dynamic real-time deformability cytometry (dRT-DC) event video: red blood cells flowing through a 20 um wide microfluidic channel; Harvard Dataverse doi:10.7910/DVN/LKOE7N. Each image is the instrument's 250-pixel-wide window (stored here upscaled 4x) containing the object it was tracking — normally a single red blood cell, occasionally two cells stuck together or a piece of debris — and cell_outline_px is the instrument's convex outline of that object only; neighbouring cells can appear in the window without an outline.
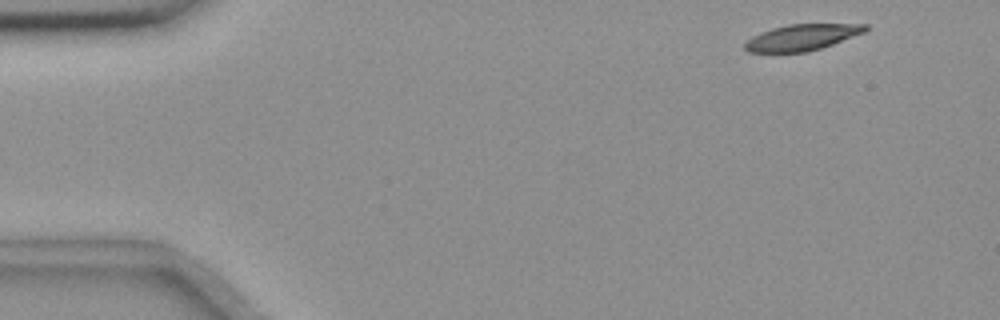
{"species": "common noctule bat (a hibernating species)", "species_latin": "Nyctalus noctula", "temperature_condition": "room temperature", "stored_images_in_passage": 52, "camera_frame_rate_fps": 3000, "um_per_image_px": 0.085, "animal": {"sex": "female", "body_mass_g": 18.4}, "frame": {"image": 1, "passage_image": 2, "time_ms": 0.333, "image_size_px": [1000, 320], "cell_outline_px": [[868, 28], [864, 32], [832, 44], [808, 52], [748, 52], [744, 48], [744, 44], [752, 36], [760, 32], [772, 28], [788, 24], [868, 24]], "centroid_in_image_um": [68.14, 3.17], "position_along_channel_um": 16.9, "area_um2": 18.21}}
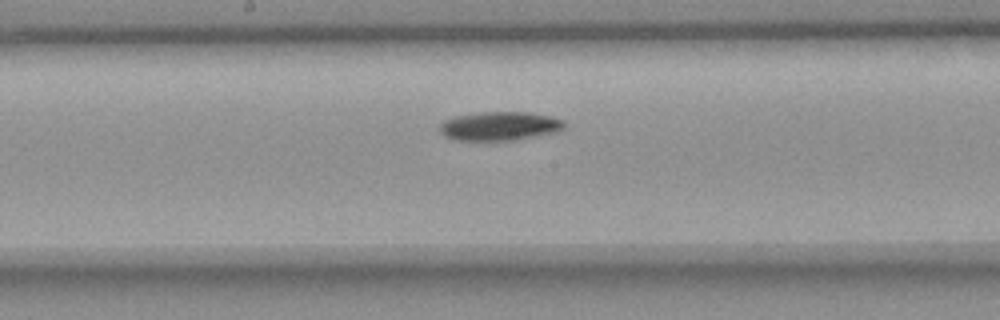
{"frame": {"image": 2, "passage_image": 26, "time_ms": 8.333, "image_size_px": [1000, 320], "cell_outline_px": [[564, 128], [556, 132], [516, 140], [452, 140], [444, 136], [440, 132], [440, 124], [444, 120], [456, 116], [480, 112], [528, 112], [552, 116], [564, 120]], "centroid_in_image_um": [42.47, 10.71], "position_along_channel_um": 205.7, "area_um2": 21.04}}
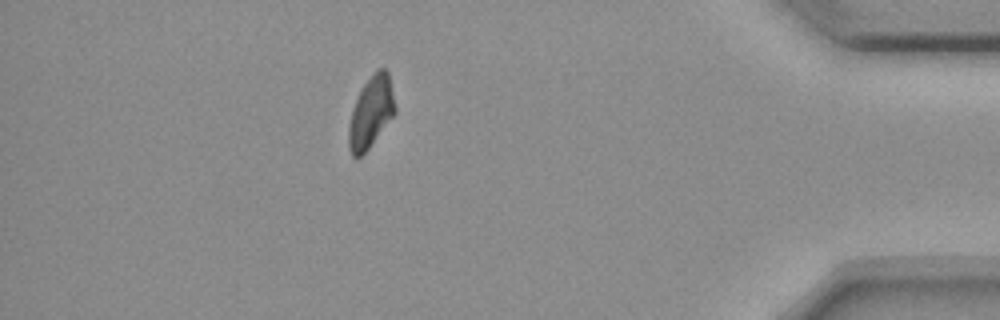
{"frame": {"image": 3, "passage_image": 46, "time_ms": 15.0, "image_size_px": [1000, 320], "cell_outline_px": [[396, 112], [368, 148], [356, 160], [352, 156], [348, 148], [348, 124], [352, 108], [360, 88], [376, 68], [384, 68], [388, 72], [396, 108]], "centroid_in_image_um": [31.5, 9.52], "position_along_channel_um": 403.7, "area_um2": 19.42}, "authors_computed_cell_mechanics": {"area_um2": 20.2878, "velocity_mm_per_s": 3.6416, "shape_relaxation_time_tau1_ms": 8.5996, "shape_relaxation_time_tau2_ms": null, "deformation_change_tau1": 0.1705, "deformation_change_tau2": null}}